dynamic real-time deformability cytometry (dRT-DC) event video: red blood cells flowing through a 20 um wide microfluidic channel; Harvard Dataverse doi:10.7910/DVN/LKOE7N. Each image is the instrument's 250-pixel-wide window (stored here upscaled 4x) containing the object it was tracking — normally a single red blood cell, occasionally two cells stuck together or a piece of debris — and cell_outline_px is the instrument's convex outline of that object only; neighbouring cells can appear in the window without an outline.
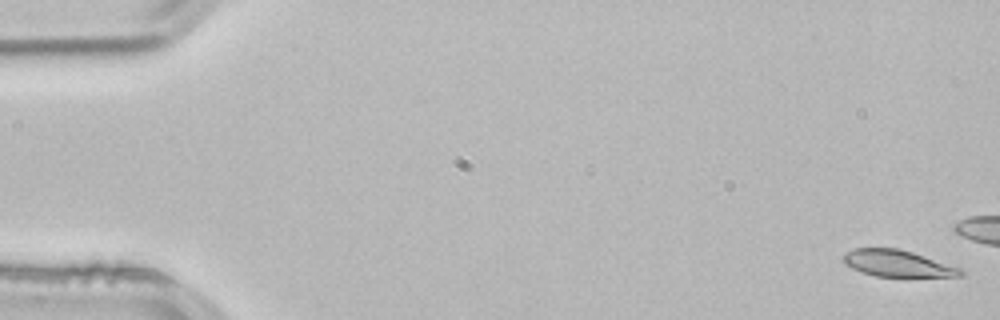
{"species": "common noctule bat (a hibernating species)", "species_latin": "Nyctalus noctula", "temperature_condition": "room temperature", "stored_images_in_passage": 14, "camera_frame_rate_fps": 3000, "um_per_image_px": 0.085, "animal": {"sex": "male", "body_mass_g": 21.5, "forearm_length_mm": 52.0}, "frame": {"image": 1, "passage_image": 1, "time_ms": 0.0, "image_size_px": [1000, 320], "cell_outline_px": [[964, 276], [876, 276], [860, 272], [844, 264], [840, 260], [844, 252], [856, 248], [896, 248], [912, 252], [960, 268], [964, 272]], "centroid_in_image_um": [76.2, 22.38], "position_along_channel_um": 8.8, "area_um2": 18.09}}